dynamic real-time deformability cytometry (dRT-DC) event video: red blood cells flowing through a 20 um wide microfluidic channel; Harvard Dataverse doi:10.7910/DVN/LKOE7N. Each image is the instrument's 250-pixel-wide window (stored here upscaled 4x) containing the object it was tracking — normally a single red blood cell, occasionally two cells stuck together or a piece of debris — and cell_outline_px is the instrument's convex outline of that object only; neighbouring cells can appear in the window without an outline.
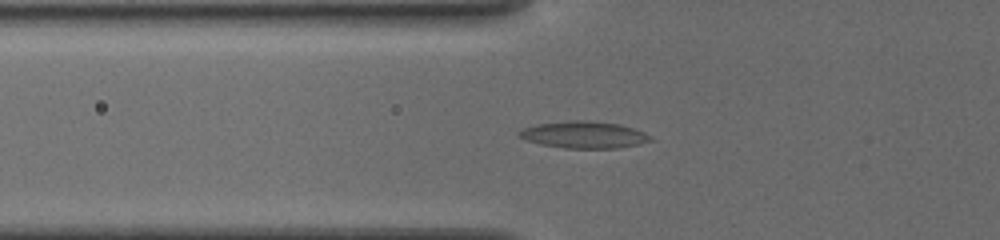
{"species": "common noctule bat (a hibernating species)", "species_latin": "Nyctalus noctula", "temperature_condition": "cold", "stored_images_in_passage": 12, "camera_frame_rate_fps": 3000, "um_per_image_px": 0.085, "animal": {"sex": "female", "body_mass_g": 19.5, "forearm_length_mm": 54.1}, "frame": {"image": 1, "passage_image": 9, "time_ms": 4.667, "image_size_px": [1000, 240], "cell_outline_px": [[656, 140], [616, 148], [564, 148], [540, 144], [524, 140], [516, 136], [516, 132], [520, 128], [536, 124], [568, 120], [588, 120], [620, 124], [644, 132], [652, 136]], "centroid_in_image_um": [49.56, 11.44], "position_along_channel_um": 76.2, "area_um2": 20.92}}
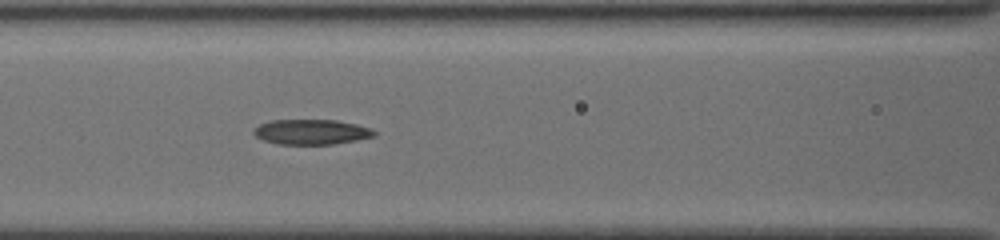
{"frame": {"image": 2, "passage_image": 12, "time_ms": 6.333, "image_size_px": [1000, 240], "cell_outline_px": [[376, 136], [356, 140], [332, 144], [276, 144], [264, 140], [256, 136], [252, 132], [260, 124], [272, 120], [336, 120], [356, 124], [372, 128], [376, 132]], "centroid_in_image_um": [26.49, 11.21], "position_along_channel_um": 140.1, "area_um2": 17.57}}